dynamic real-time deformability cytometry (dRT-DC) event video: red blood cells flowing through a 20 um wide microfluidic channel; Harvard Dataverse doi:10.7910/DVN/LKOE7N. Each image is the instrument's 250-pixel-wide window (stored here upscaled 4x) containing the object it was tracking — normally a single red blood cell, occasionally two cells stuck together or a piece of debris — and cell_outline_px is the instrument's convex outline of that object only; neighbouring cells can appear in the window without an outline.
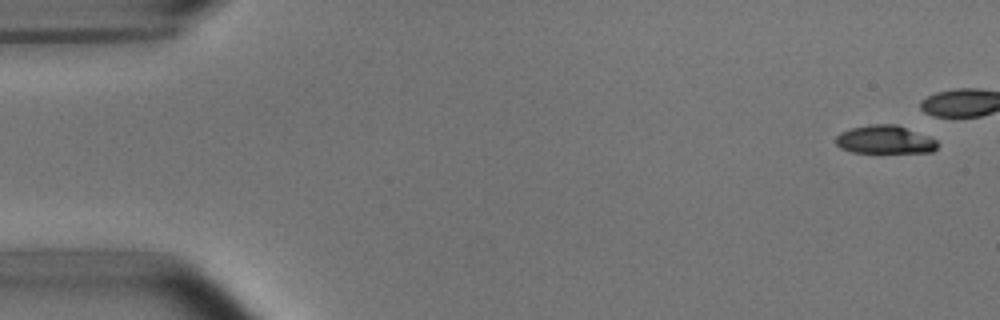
{"species": "common noctule bat (a hibernating species)", "species_latin": "Nyctalus noctula", "temperature_condition": "room temperature", "stored_images_in_passage": 8, "camera_frame_rate_fps": 3000, "um_per_image_px": 0.085, "animal": {"sex": "male", "body_mass_g": 15.6}, "frame": {"image": 1, "passage_image": 1, "time_ms": 0.0, "image_size_px": [1000, 320], "cell_outline_px": [[940, 144], [932, 152], [852, 152], [840, 148], [836, 144], [836, 136], [840, 132], [852, 128], [868, 124], [896, 124], [928, 136], [936, 140]], "centroid_in_image_um": [75.21, 11.87], "position_along_channel_um": 9.8, "area_um2": 16.7}}
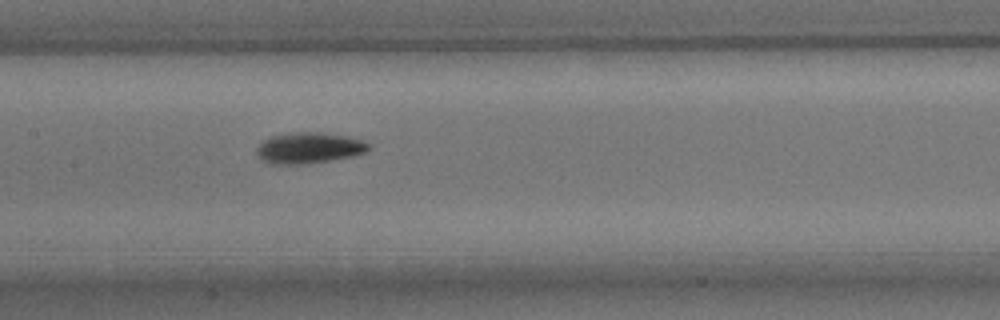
{"frame": {"image": 2, "passage_image": 8, "time_ms": 9.0, "image_size_px": [1000, 320], "cell_outline_px": [[372, 148], [364, 152], [352, 156], [304, 164], [272, 164], [260, 160], [256, 156], [256, 148], [264, 140], [272, 136], [288, 132], [320, 132], [348, 136], [372, 144]], "centroid_in_image_um": [26.24, 12.57], "position_along_channel_um": 181.2, "area_um2": 20.35}}